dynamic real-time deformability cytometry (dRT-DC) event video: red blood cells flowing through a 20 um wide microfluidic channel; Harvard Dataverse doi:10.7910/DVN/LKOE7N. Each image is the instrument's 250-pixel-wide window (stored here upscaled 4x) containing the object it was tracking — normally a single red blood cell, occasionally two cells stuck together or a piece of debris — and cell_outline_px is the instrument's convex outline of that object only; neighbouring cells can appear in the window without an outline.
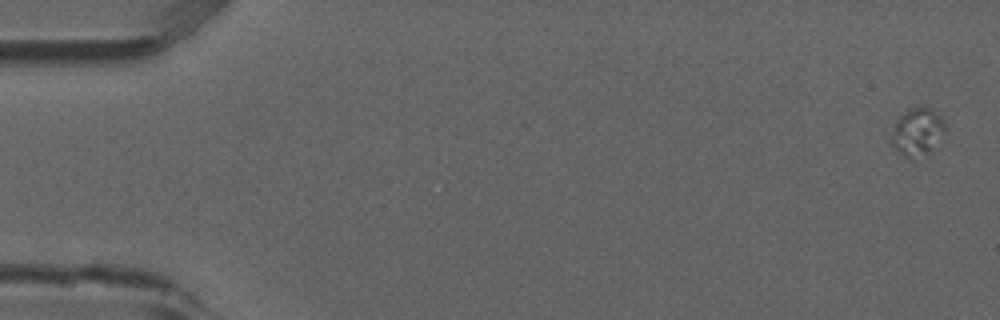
{"species": "common noctule bat (a hibernating species)", "species_latin": "Nyctalus noctula", "temperature_condition": "room temperature", "stored_images_in_passage": 4, "camera_frame_rate_fps": 3000, "um_per_image_px": 0.085, "animal": {"sex": "male", "forearm_length_mm": 52.5}, "frame": {"image": 1, "passage_image": 1, "time_ms": 0.0, "image_size_px": [1000, 320], "cell_outline_px": [[948, 136], [932, 152], [912, 160], [904, 156], [892, 144], [892, 128], [896, 120], [908, 108], [924, 104], [928, 104], [944, 120], [948, 128]], "centroid_in_image_um": [78.09, 11.19], "position_along_channel_um": 6.9, "area_um2": 16.07}}
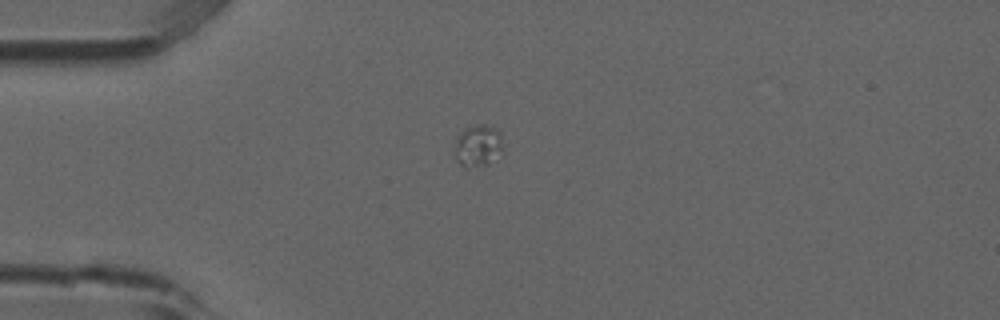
{"frame": {"image": 2, "passage_image": 4, "time_ms": 1.0, "image_size_px": [1000, 320], "cell_outline_px": [[504, 148], [488, 164], [468, 168], [464, 168], [456, 160], [452, 152], [456, 140], [464, 128], [480, 124], [484, 124], [496, 128], [500, 132]], "centroid_in_image_um": [40.6, 12.39], "position_along_channel_um": 44.4, "area_um2": 12.02}}